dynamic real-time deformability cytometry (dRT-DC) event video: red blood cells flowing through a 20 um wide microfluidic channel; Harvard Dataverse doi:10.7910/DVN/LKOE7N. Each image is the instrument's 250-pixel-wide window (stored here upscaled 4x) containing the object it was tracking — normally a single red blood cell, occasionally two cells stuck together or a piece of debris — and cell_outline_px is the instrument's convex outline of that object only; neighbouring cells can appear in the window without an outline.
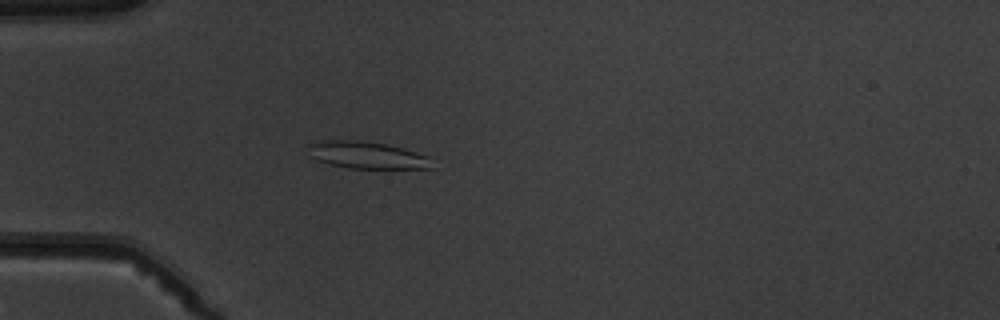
{"species": "common noctule bat (a hibernating species)", "species_latin": "Nyctalus noctula", "temperature_condition": "warm", "stored_images_in_passage": 3, "camera_frame_rate_fps": 3000, "um_per_image_px": 0.085, "animal": {"sex": "male", "body_mass_g": 19.5, "forearm_length_mm": 54.6}, "frame": {"image": 1, "passage_image": 3, "time_ms": 3.333, "image_size_px": [1000, 320], "cell_outline_px": [[436, 168], [348, 168], [316, 160], [312, 156], [308, 144], [320, 140], [356, 140], [388, 144], [428, 156]], "centroid_in_image_um": [31.21, 13.18], "position_along_channel_um": 53.8, "area_um2": 19.36}}